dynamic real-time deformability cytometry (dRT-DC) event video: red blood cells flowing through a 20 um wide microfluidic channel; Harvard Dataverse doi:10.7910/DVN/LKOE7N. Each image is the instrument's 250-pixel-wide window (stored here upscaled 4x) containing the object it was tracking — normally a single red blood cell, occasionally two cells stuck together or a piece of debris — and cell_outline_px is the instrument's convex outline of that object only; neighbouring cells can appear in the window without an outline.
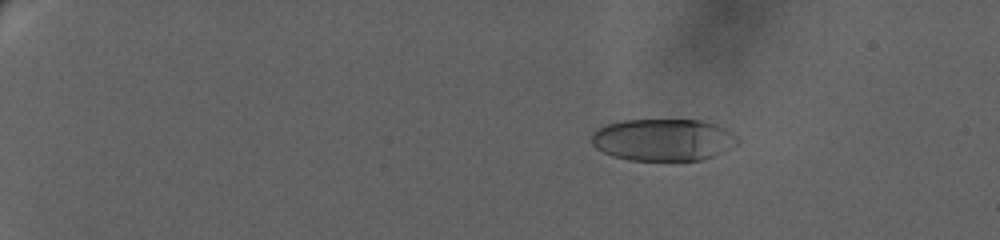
{"species": "human", "species_latin": "Homo sapiens", "temperature_condition": "warm", "stored_images_in_passage": 45, "camera_frame_rate_fps": 3000, "um_per_image_px": 0.085, "donor": {"sex": "female"}, "frame": {"image": 1, "passage_image": 12, "time_ms": 4.667, "image_size_px": [1000, 240], "cell_outline_px": [[740, 140], [736, 144], [724, 152], [700, 160], [628, 160], [612, 156], [596, 148], [592, 144], [592, 132], [596, 128], [608, 124], [624, 120], [700, 120], [716, 124], [732, 132]], "centroid_in_image_um": [56.36, 11.88], "position_along_channel_um": 28.6, "area_um2": 35.84}}
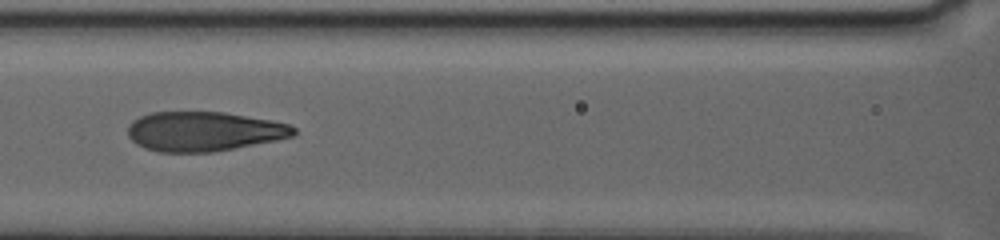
{"frame": {"image": 2, "passage_image": 31, "time_ms": 12.667, "image_size_px": [1000, 240], "cell_outline_px": [[296, 132], [292, 136], [276, 140], [212, 152], [160, 152], [144, 148], [136, 144], [128, 136], [128, 124], [132, 120], [140, 116], [152, 112], [224, 112], [272, 120], [288, 124], [296, 128]], "centroid_in_image_um": [17.29, 11.16], "position_along_channel_um": 149.3, "area_um2": 38.21}}
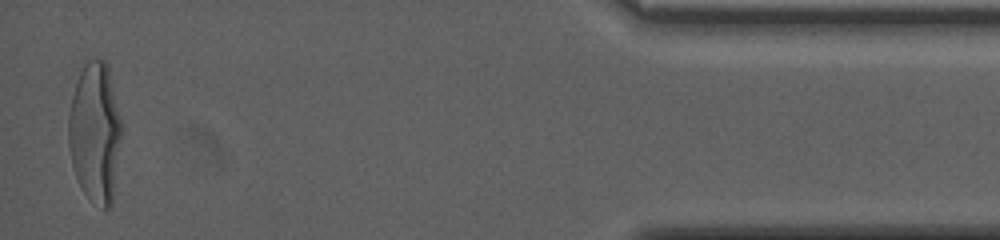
{"frame": {"image": 3, "passage_image": 45, "time_ms": 23.333, "image_size_px": [1000, 240], "cell_outline_px": [[120, 136], [112, 204], [108, 208], [104, 208], [88, 196], [84, 192], [76, 176], [72, 164], [68, 144], [68, 112], [72, 96], [80, 72], [84, 64], [88, 60], [104, 60], [108, 64], [120, 120]], "centroid_in_image_um": [8.05, 11.22], "position_along_channel_um": 427.1, "area_um2": 42.43}, "authors_computed_cell_mechanics": {"area_um2": 38.726, "velocity_mm_per_s": 3.1608, "shape_relaxation_time_tau1_ms": 5.8528, "shape_relaxation_time_tau2_ms": null, "deformation_change_tau1": 0.2561, "deformation_change_tau2": null}}